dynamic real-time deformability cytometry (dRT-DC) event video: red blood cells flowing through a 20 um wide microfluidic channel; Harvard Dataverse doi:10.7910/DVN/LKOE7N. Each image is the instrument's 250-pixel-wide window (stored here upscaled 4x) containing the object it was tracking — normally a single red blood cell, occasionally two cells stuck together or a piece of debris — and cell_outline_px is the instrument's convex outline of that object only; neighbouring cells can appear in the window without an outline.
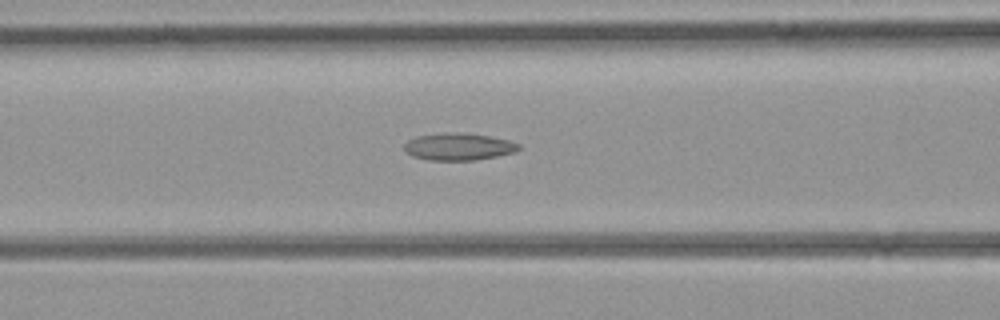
{"species": "common noctule bat (a hibernating species)", "species_latin": "Nyctalus noctula", "temperature_condition": "room temperature", "stored_images_in_passage": 44, "camera_frame_rate_fps": 3000, "um_per_image_px": 0.085, "animal": {"sex": "female", "body_mass_g": 21.9}, "frame": {"image": 1, "passage_image": 17, "time_ms": 5.333, "image_size_px": [1000, 320], "cell_outline_px": [[520, 148], [516, 152], [496, 156], [472, 160], [428, 160], [412, 156], [404, 148], [404, 144], [408, 140], [416, 136], [448, 132], [456, 132], [488, 136], [508, 140], [520, 144]], "centroid_in_image_um": [38.97, 12.46], "position_along_channel_um": 127.6, "area_um2": 17.98}}
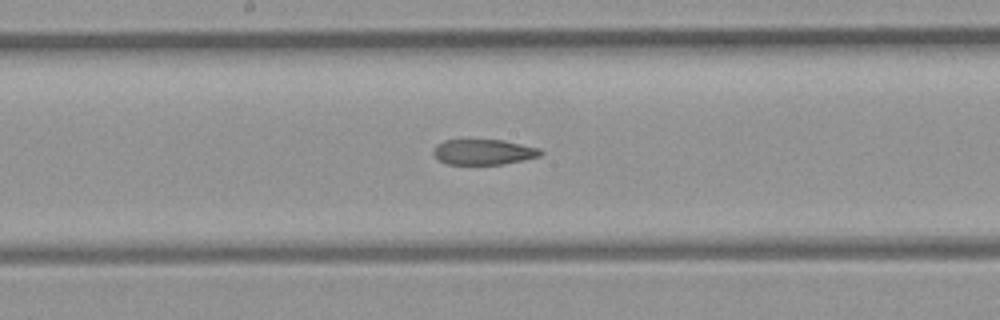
{"frame": {"image": 2, "passage_image": 22, "time_ms": 7.0, "image_size_px": [1000, 320], "cell_outline_px": [[544, 152], [540, 156], [524, 160], [504, 164], [448, 164], [440, 160], [432, 152], [432, 148], [436, 144], [444, 140], [504, 140], [540, 148]], "centroid_in_image_um": [41.12, 12.91], "position_along_channel_um": 207.1, "area_um2": 15.95}}
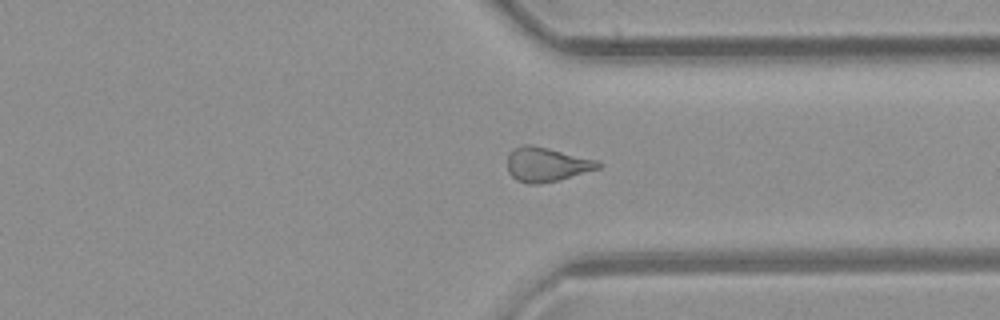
{"frame": {"image": 3, "passage_image": 32, "time_ms": 10.333, "image_size_px": [1000, 320], "cell_outline_px": [[604, 164], [600, 168], [556, 180], [536, 184], [528, 184], [516, 180], [508, 172], [508, 152], [524, 144], [528, 144], [548, 148], [600, 160]], "centroid_in_image_um": [46.48, 13.97], "position_along_channel_um": 364.9, "area_um2": 18.09}}